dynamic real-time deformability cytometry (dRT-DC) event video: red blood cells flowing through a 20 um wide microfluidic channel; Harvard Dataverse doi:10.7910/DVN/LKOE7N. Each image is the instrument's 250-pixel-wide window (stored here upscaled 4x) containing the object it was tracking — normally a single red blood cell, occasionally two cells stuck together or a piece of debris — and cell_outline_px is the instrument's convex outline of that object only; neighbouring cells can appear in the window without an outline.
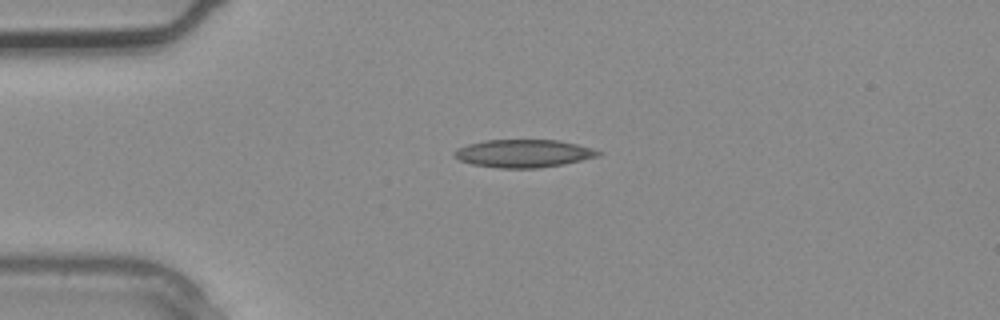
{"species": "common noctule bat (a hibernating species)", "species_latin": "Nyctalus noctula", "temperature_condition": "warm", "stored_images_in_passage": 2, "camera_frame_rate_fps": 3000, "um_per_image_px": 0.085, "animal": {"sex": "male", "body_mass_g": 20.4}, "frame": {"image": 1, "passage_image": 1, "time_ms": 0.0, "image_size_px": [1000, 320], "cell_outline_px": [[604, 152], [600, 156], [564, 164], [540, 168], [500, 168], [472, 164], [460, 160], [452, 156], [452, 152], [456, 148], [468, 144], [484, 140], [556, 140], [576, 144], [592, 148]], "centroid_in_image_um": [44.49, 13.04], "position_along_channel_um": 40.5, "area_um2": 23.52}}
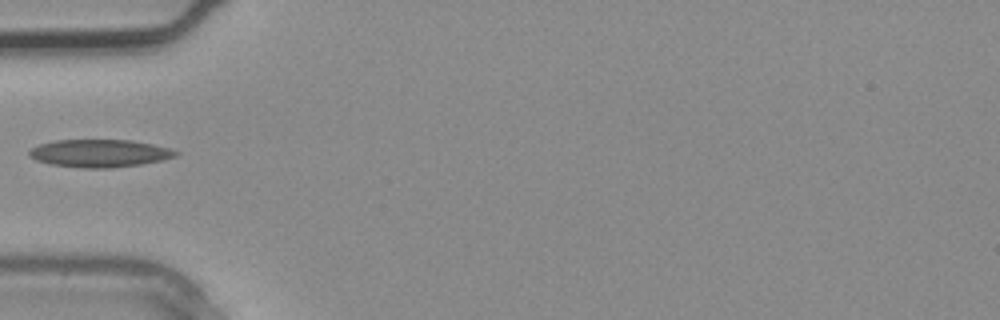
{"frame": {"image": 2, "passage_image": 2, "time_ms": 0.333, "image_size_px": [1000, 320], "cell_outline_px": [[180, 152], [176, 156], [160, 160], [140, 164], [112, 168], [84, 168], [52, 164], [36, 160], [28, 156], [28, 152], [32, 148], [40, 144], [56, 140], [132, 140], [152, 144], [168, 148]], "centroid_in_image_um": [8.45, 13.02], "position_along_channel_um": 76.5, "area_um2": 23.47}}